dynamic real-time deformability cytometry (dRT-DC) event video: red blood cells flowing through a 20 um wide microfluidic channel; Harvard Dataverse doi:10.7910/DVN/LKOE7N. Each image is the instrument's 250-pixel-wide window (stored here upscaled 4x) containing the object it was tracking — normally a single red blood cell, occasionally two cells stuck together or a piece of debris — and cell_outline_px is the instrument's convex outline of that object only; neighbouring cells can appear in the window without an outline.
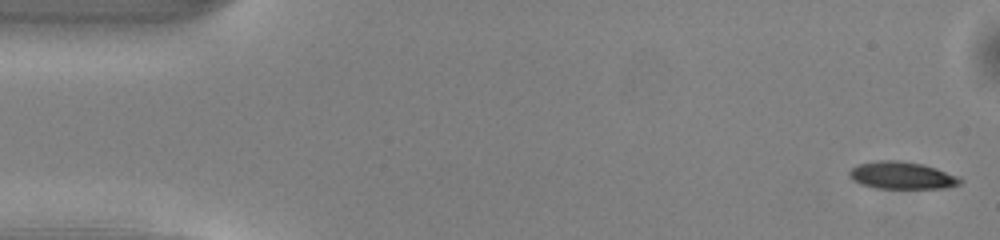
{"species": "common noctule bat (a hibernating species)", "species_latin": "Nyctalus noctula", "temperature_condition": "warm", "stored_images_in_passage": 50, "camera_frame_rate_fps": 3000, "um_per_image_px": 0.085, "animal": {"sex": "male", "body_mass_g": 13.0, "forearm_length_mm": 53.1}, "frame": {"image": 1, "passage_image": 1, "time_ms": 0.0, "image_size_px": [1000, 240], "cell_outline_px": [[964, 180], [960, 184], [944, 188], [876, 188], [860, 184], [852, 180], [848, 176], [848, 172], [852, 168], [860, 164], [876, 160], [900, 160], [924, 164], [936, 168], [956, 176]], "centroid_in_image_um": [76.63, 14.9], "position_along_channel_um": 8.4, "area_um2": 17.69}}
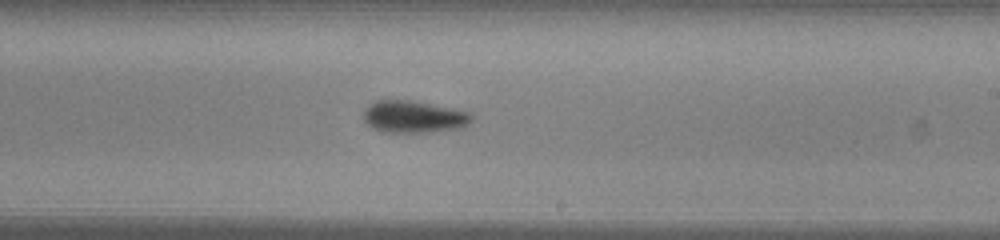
{"frame": {"image": 2, "passage_image": 29, "time_ms": 9.333, "image_size_px": [1000, 240], "cell_outline_px": [[472, 120], [468, 124], [460, 128], [432, 132], [380, 132], [372, 128], [364, 120], [364, 112], [368, 104], [376, 100], [408, 100], [452, 108], [468, 112], [472, 116]], "centroid_in_image_um": [35.14, 9.93], "position_along_channel_um": 253.9, "area_um2": 20.17}}
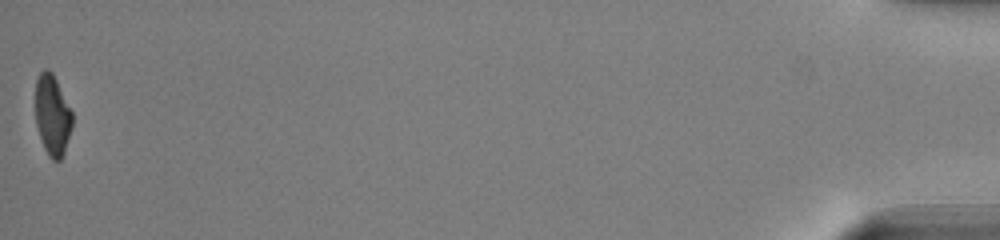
{"frame": {"image": 3, "passage_image": 50, "time_ms": 16.333, "image_size_px": [1000, 240], "cell_outline_px": [[72, 128], [64, 152], [60, 160], [52, 160], [48, 156], [44, 148], [36, 124], [36, 80], [40, 72], [44, 68], [48, 68], [52, 72], [72, 112]], "centroid_in_image_um": [4.45, 9.79], "position_along_channel_um": 430.7, "area_um2": 17.17}, "authors_computed_cell_mechanics": {"area_um2": 19.3341, "velocity_mm_per_s": 4.0576, "shape_relaxation_time_tau1_ms": 2.7571, "shape_relaxation_time_tau2_ms": 5.1165, "deformation_change_tau1": 0.141, "deformation_change_tau2": 0.1335}}